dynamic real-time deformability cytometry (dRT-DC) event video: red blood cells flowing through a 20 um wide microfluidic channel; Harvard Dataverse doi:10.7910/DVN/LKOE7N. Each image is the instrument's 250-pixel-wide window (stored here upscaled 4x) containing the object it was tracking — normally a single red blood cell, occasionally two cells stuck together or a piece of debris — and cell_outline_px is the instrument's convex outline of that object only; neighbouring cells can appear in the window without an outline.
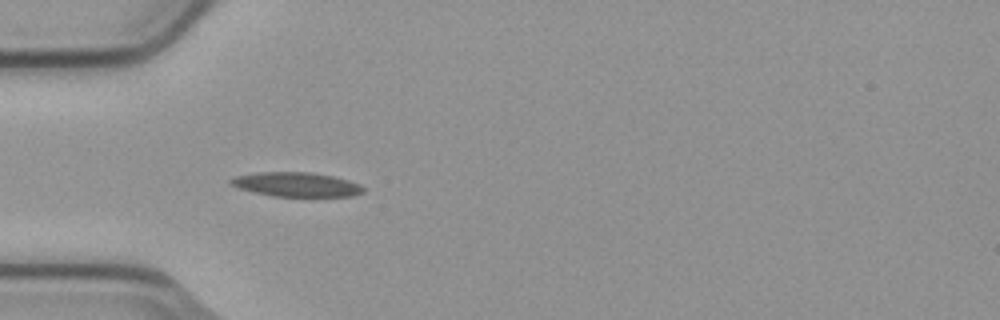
{"species": "common noctule bat (a hibernating species)", "species_latin": "Nyctalus noctula", "temperature_condition": "cold", "stored_images_in_passage": 50, "camera_frame_rate_fps": 3000, "um_per_image_px": 0.085, "animal": {"sex": "male", "body_mass_g": 23.1, "forearm_length_mm": 52.7}, "frame": {"image": 1, "passage_image": 12, "time_ms": 3.667, "image_size_px": [1000, 320], "cell_outline_px": [[364, 192], [352, 196], [272, 196], [240, 188], [228, 184], [228, 180], [236, 176], [260, 172], [308, 172], [332, 176], [348, 180], [360, 184], [364, 188]], "centroid_in_image_um": [25.19, 15.68], "position_along_channel_um": 59.8, "area_um2": 18.61}}
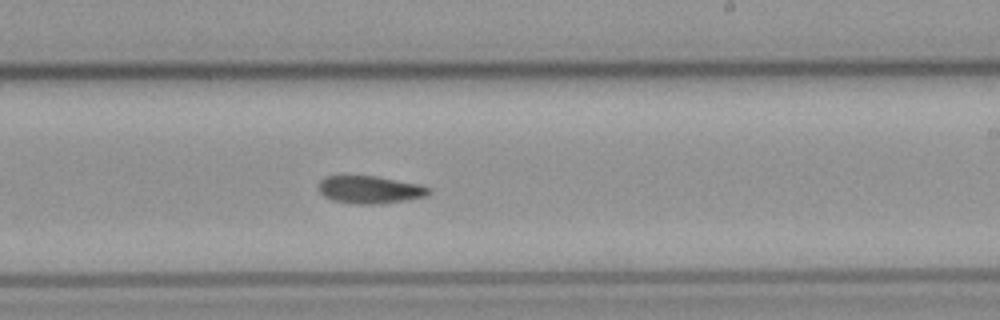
{"frame": {"image": 2, "passage_image": 28, "time_ms": 9.0, "image_size_px": [1000, 320], "cell_outline_px": [[432, 188], [424, 196], [404, 200], [380, 204], [352, 204], [332, 200], [324, 196], [320, 192], [320, 180], [324, 176], [376, 176], [416, 184]], "centroid_in_image_um": [31.39, 16.13], "position_along_channel_um": 257.6, "area_um2": 17.46}}
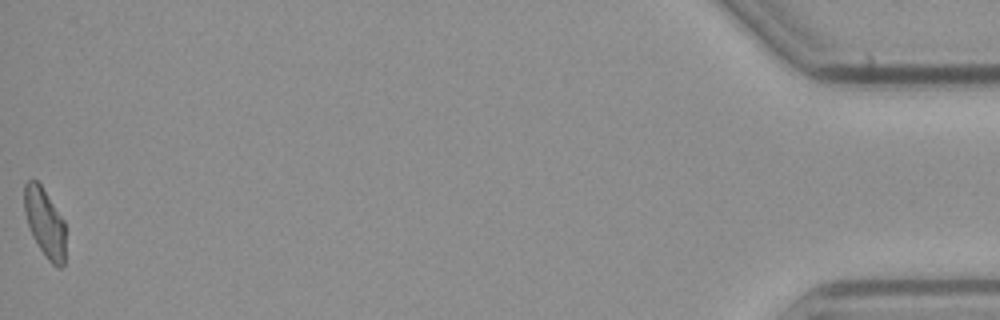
{"frame": {"image": 3, "passage_image": 50, "time_ms": 16.333, "image_size_px": [1000, 320], "cell_outline_px": [[64, 264], [60, 268], [52, 264], [48, 260], [32, 236], [24, 212], [24, 184], [28, 180], [36, 180], [40, 184], [64, 220]], "centroid_in_image_um": [3.79, 18.92], "position_along_channel_um": 431.4, "area_um2": 16.3}}